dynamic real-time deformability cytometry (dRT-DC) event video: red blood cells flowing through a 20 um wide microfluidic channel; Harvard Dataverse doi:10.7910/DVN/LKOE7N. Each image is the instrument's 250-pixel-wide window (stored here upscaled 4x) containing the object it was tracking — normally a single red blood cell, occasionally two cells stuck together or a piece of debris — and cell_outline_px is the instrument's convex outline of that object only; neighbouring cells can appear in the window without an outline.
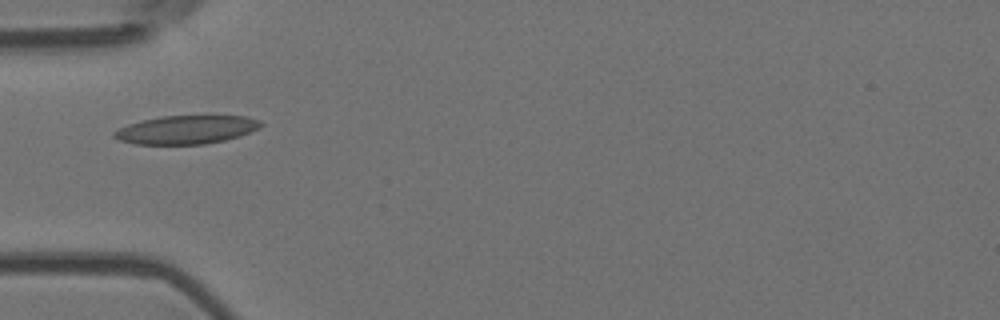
{"species": "Egyptian fruit bat (a non-hibernating species)", "species_latin": "Rousettus aegyptiacus", "temperature_condition": "room temperature", "stored_images_in_passage": 17, "camera_frame_rate_fps": 3000, "um_per_image_px": 0.085, "animal": {"sex": "female"}, "frame": {"image": 1, "passage_image": 1, "time_ms": 0.0, "image_size_px": [1000, 320], "cell_outline_px": [[264, 124], [260, 128], [240, 136], [224, 140], [204, 144], [136, 144], [120, 140], [112, 136], [112, 132], [128, 124], [140, 120], [164, 116], [244, 116], [260, 120]], "centroid_in_image_um": [15.85, 11.02], "position_along_channel_um": 69.2, "area_um2": 24.28}}